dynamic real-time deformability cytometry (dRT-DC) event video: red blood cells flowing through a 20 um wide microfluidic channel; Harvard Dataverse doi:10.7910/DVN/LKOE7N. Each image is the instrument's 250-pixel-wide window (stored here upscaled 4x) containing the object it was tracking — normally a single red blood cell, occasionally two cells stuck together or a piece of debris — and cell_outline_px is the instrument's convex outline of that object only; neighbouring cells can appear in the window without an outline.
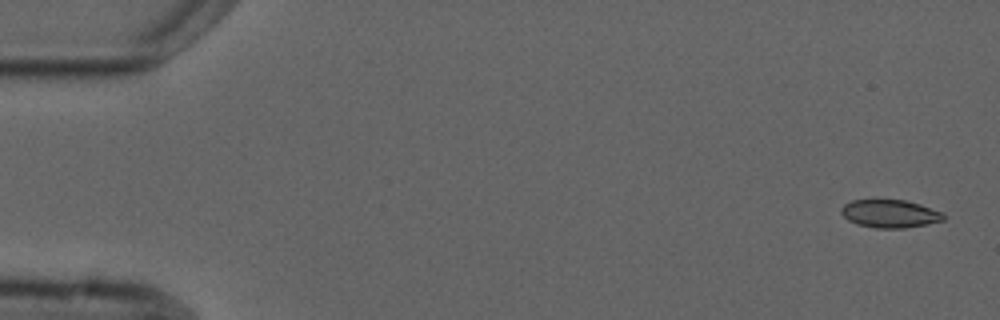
{"species": "common noctule bat (a hibernating species)", "species_latin": "Nyctalus noctula", "temperature_condition": "cold", "stored_images_in_passage": 4, "camera_frame_rate_fps": 3000, "um_per_image_px": 0.085, "animal": {"sex": "male", "forearm_length_mm": 52.5}, "frame": {"image": 1, "passage_image": 1, "time_ms": 0.0, "image_size_px": [1000, 320], "cell_outline_px": [[944, 220], [904, 228], [876, 228], [856, 224], [848, 220], [840, 212], [840, 208], [844, 204], [852, 200], [904, 200], [920, 204], [944, 212]], "centroid_in_image_um": [75.63, 18.16], "position_along_channel_um": 9.4, "area_um2": 16.65}}
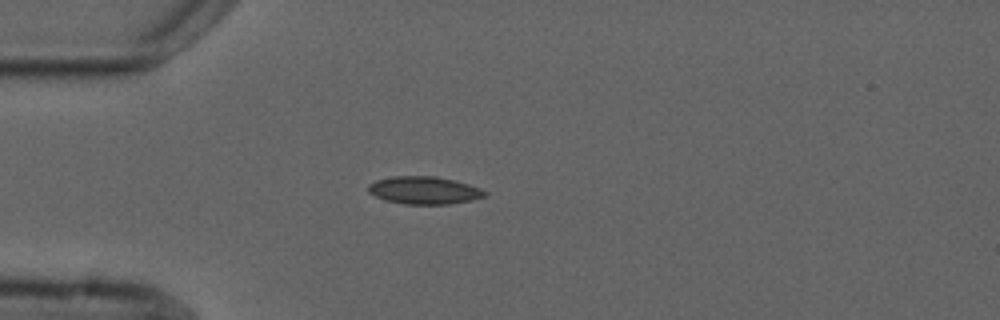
{"frame": {"image": 2, "passage_image": 4, "time_ms": 4.333, "image_size_px": [1000, 320], "cell_outline_px": [[488, 192], [484, 196], [472, 200], [448, 204], [404, 204], [384, 200], [368, 192], [368, 184], [376, 180], [392, 176], [436, 176], [468, 184], [480, 188]], "centroid_in_image_um": [36.03, 16.17], "position_along_channel_um": 49.0, "area_um2": 18.73}}